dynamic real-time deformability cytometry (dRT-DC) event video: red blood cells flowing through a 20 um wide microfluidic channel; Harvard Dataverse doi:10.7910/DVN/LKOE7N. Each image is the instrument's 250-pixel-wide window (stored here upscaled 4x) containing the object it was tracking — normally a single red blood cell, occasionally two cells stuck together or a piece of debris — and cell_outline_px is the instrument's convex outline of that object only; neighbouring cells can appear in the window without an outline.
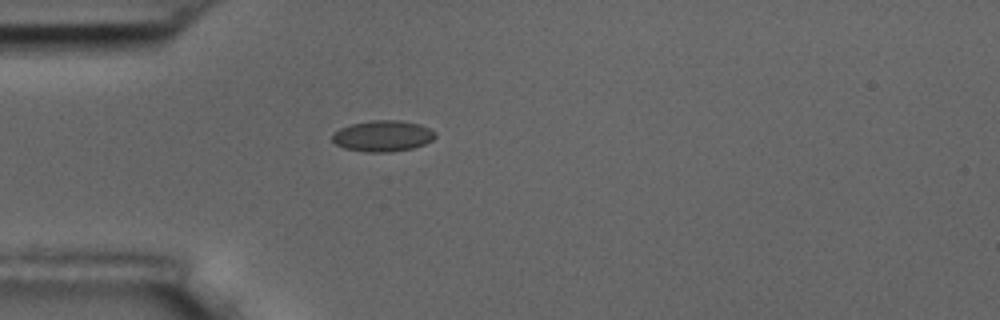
{"species": "common noctule bat (a hibernating species)", "species_latin": "Nyctalus noctula", "temperature_condition": "room temperature", "stored_images_in_passage": 1, "camera_frame_rate_fps": 3000, "um_per_image_px": 0.085, "animal": {"sex": "male", "body_mass_g": 17.5, "forearm_length_mm": 52.3}, "frame": {"image": 1, "passage_image": 1, "time_ms": 0.0, "image_size_px": [1000, 320], "cell_outline_px": [[436, 136], [432, 140], [424, 144], [412, 148], [392, 152], [364, 152], [344, 148], [336, 144], [332, 140], [332, 132], [340, 128], [352, 124], [372, 120], [396, 120], [420, 124], [436, 132]], "centroid_in_image_um": [32.52, 11.56], "position_along_channel_um": 52.5, "area_um2": 18.67}}